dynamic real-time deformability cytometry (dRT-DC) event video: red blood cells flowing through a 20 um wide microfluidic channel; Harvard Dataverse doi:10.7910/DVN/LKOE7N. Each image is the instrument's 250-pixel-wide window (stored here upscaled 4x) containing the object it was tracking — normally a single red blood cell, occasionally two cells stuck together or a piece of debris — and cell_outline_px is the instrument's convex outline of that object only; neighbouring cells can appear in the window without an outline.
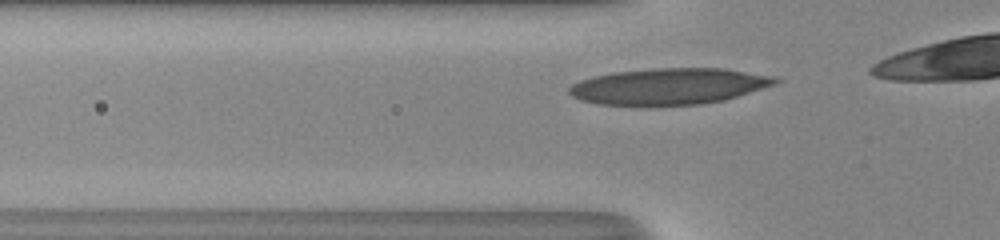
{"species": "human", "species_latin": "Homo sapiens", "temperature_condition": "room temperature", "stored_images_in_passage": 27, "camera_frame_rate_fps": 3000, "um_per_image_px": 0.085, "donor": {"sex": "male"}, "frame": {"image": 1, "passage_image": 3, "time_ms": 0.667, "image_size_px": [1000, 240], "cell_outline_px": [[784, 80], [776, 84], [724, 100], [700, 104], [648, 108], [644, 108], [600, 104], [580, 100], [572, 96], [568, 92], [568, 88], [572, 84], [580, 80], [592, 76], [612, 72], [652, 68], [724, 68], [780, 76]], "centroid_in_image_um": [56.87, 7.36], "position_along_channel_um": 68.9, "area_um2": 45.08}}
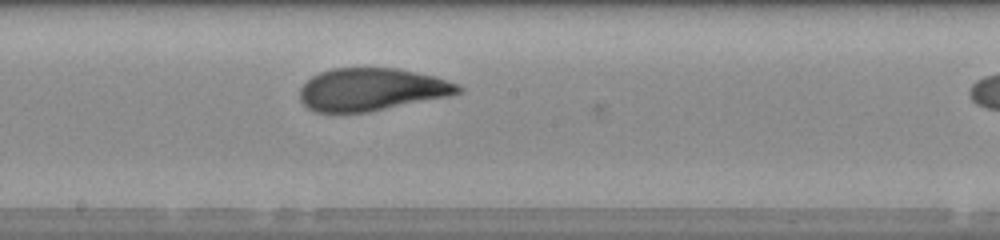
{"frame": {"image": 2, "passage_image": 14, "time_ms": 4.333, "image_size_px": [1000, 240], "cell_outline_px": [[464, 92], [448, 96], [368, 112], [316, 112], [308, 108], [300, 100], [300, 88], [312, 76], [320, 72], [332, 68], [396, 68], [432, 76], [460, 84], [464, 88]], "centroid_in_image_um": [31.59, 7.6], "position_along_channel_um": 216.6, "area_um2": 39.13}}
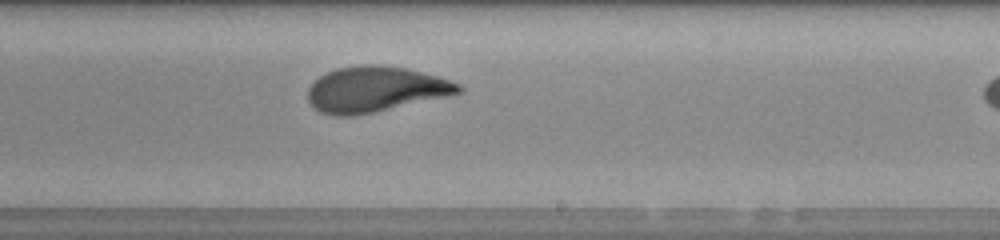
{"frame": {"image": 3, "passage_image": 17, "time_ms": 5.333, "image_size_px": [1000, 240], "cell_outline_px": [[464, 92], [372, 112], [352, 116], [336, 116], [320, 112], [312, 108], [308, 100], [308, 88], [320, 76], [336, 68], [360, 64], [380, 64], [408, 68], [440, 76], [460, 84], [464, 88]], "centroid_in_image_um": [31.91, 7.57], "position_along_channel_um": 257.1, "area_um2": 40.06}, "authors_computed_cell_mechanics": {"area_um2": 40.2288, "velocity_mm_per_s": 4.0537, "shape_relaxation_time_tau1_ms": 5.9134, "shape_relaxation_time_tau2_ms": 0.8867, "deformation_change_tau1": 0.2538, "deformation_change_tau2": 0.0699}}